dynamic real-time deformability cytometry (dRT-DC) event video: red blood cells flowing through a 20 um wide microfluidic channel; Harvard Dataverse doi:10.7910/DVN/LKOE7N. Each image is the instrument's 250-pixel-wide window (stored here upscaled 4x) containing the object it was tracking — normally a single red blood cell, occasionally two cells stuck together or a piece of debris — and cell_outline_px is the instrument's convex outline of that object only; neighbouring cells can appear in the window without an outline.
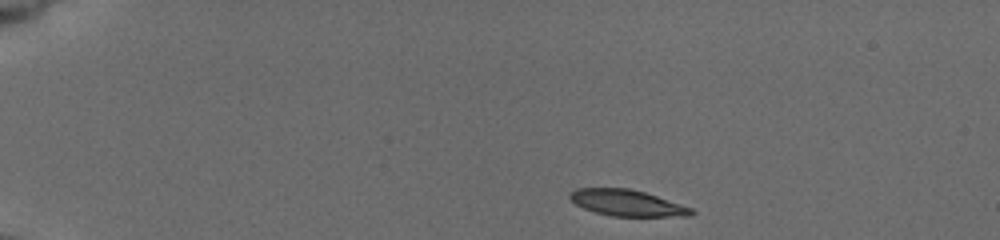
{"species": "common noctule bat (a hibernating species)", "species_latin": "Nyctalus noctula", "temperature_condition": "cold", "stored_images_in_passage": 19, "camera_frame_rate_fps": 3000, "um_per_image_px": 0.085, "animal": {"sex": "female", "body_mass_g": 19.5, "forearm_length_mm": 54.1}, "frame": {"image": 1, "passage_image": 1, "time_ms": 0.0, "image_size_px": [1000, 240], "cell_outline_px": [[696, 212], [692, 216], [612, 216], [596, 212], [584, 208], [576, 204], [568, 196], [576, 188], [628, 188], [644, 192], [692, 208]], "centroid_in_image_um": [53.32, 17.25], "position_along_channel_um": 31.7, "area_um2": 18.32}}
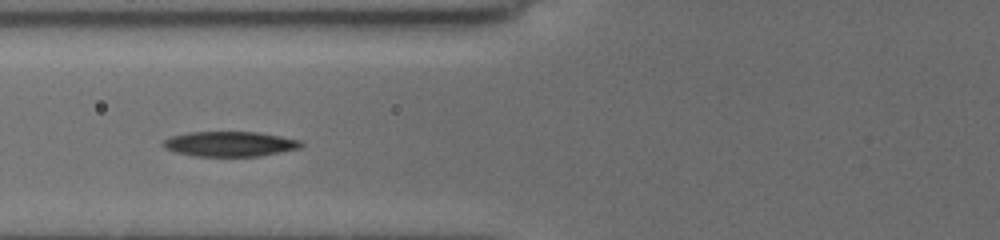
{"frame": {"image": 2, "passage_image": 11, "time_ms": 4.333, "image_size_px": [1000, 240], "cell_outline_px": [[304, 144], [300, 148], [260, 156], [196, 156], [176, 152], [164, 148], [160, 144], [164, 140], [172, 136], [188, 132], [256, 132], [280, 136], [300, 140]], "centroid_in_image_um": [19.52, 12.23], "position_along_channel_um": 106.3, "area_um2": 20.06}}
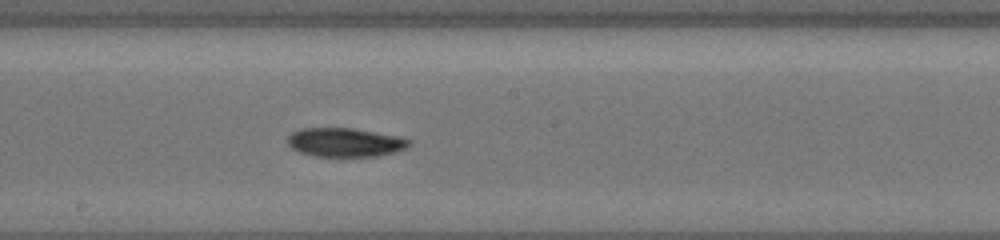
{"frame": {"image": 3, "passage_image": 19, "time_ms": 7.333, "image_size_px": [1000, 240], "cell_outline_px": [[412, 144], [408, 148], [396, 152], [376, 156], [316, 156], [300, 152], [292, 148], [288, 144], [288, 136], [292, 132], [300, 128], [352, 128], [396, 136], [412, 140]], "centroid_in_image_um": [29.35, 12.1], "position_along_channel_um": 218.8, "area_um2": 20.4}}